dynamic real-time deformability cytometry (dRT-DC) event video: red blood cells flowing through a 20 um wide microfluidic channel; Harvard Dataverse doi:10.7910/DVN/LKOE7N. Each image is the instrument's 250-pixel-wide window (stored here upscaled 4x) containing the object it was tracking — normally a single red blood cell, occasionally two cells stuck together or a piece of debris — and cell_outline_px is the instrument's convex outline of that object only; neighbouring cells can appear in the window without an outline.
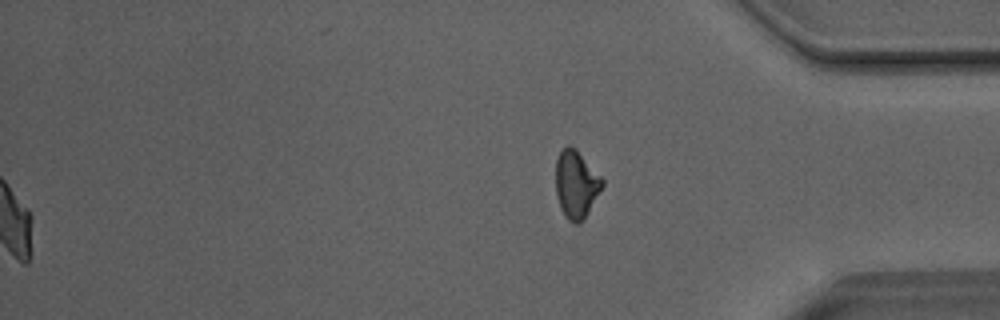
{"species": "Egyptian fruit bat (a non-hibernating species)", "species_latin": "Rousettus aegyptiacus", "temperature_condition": "room temperature", "stored_images_in_passage": 52, "segment_of_instrument_passage": [2, 2], "camera_frame_rate_fps": 3000, "um_per_image_px": 0.085, "animal": {"sex": "male"}, "frame": {"image": 1, "passage_image": 52, "time_ms": 17.0, "image_size_px": [1000, 320], "cell_outline_px": [[604, 184], [584, 220], [580, 224], [576, 224], [568, 220], [564, 216], [560, 208], [556, 196], [556, 160], [560, 152], [568, 144], [576, 148], [604, 180]], "centroid_in_image_um": [48.97, 15.69], "position_along_channel_um": 386.2, "area_um2": 18.5}}